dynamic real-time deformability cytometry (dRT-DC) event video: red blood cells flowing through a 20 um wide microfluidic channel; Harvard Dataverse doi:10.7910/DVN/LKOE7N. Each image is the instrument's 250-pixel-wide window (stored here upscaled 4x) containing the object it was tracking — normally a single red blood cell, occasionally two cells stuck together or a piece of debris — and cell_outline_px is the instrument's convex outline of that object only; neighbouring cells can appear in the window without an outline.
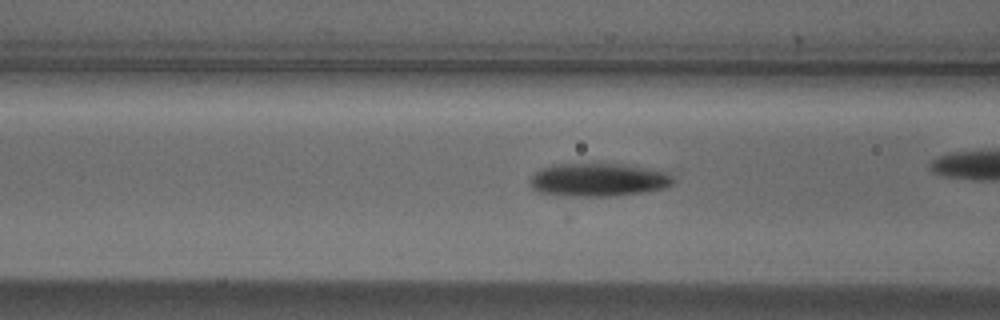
{"species": "Egyptian fruit bat (a non-hibernating species)", "species_latin": "Rousettus aegyptiacus", "temperature_condition": "cold", "stored_images_in_passage": 45, "camera_frame_rate_fps": 3000, "um_per_image_px": 0.085, "animal": {"sex": "male"}, "frame": {"image": 1, "passage_image": 8, "time_ms": 2.333, "image_size_px": [1000, 320], "cell_outline_px": [[676, 180], [668, 188], [616, 196], [564, 196], [540, 192], [532, 188], [528, 184], [532, 176], [540, 168], [556, 164], [620, 164], [668, 172]], "centroid_in_image_um": [50.86, 15.29], "position_along_channel_um": 115.7, "area_um2": 27.8}}